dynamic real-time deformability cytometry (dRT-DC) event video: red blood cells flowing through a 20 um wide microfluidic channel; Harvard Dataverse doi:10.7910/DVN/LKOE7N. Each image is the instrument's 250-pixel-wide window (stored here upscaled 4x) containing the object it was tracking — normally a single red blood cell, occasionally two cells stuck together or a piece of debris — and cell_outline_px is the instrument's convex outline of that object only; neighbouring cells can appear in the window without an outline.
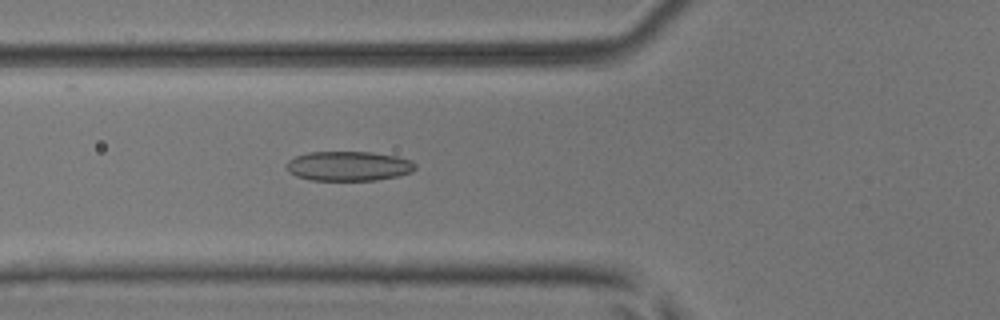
{"species": "common noctule bat (a hibernating species)", "species_latin": "Nyctalus noctula", "temperature_condition": "room temperature", "stored_images_in_passage": 32, "camera_frame_rate_fps": 3000, "um_per_image_px": 0.085, "animal": {"sex": "male", "body_mass_g": 17.9, "forearm_length_mm": 54.2}, "frame": {"image": 1, "passage_image": 4, "time_ms": 1.0, "image_size_px": [1000, 320], "cell_outline_px": [[416, 168], [412, 172], [396, 176], [376, 180], [312, 180], [296, 176], [288, 172], [284, 164], [288, 160], [296, 156], [308, 152], [372, 152], [396, 156], [412, 160], [416, 164]], "centroid_in_image_um": [29.61, 14.11], "position_along_channel_um": 96.2, "area_um2": 22.37}}
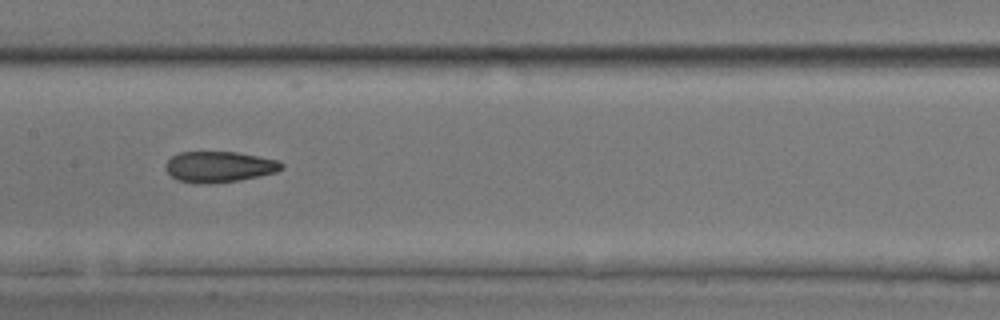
{"frame": {"image": 2, "passage_image": 11, "time_ms": 3.333, "image_size_px": [1000, 320], "cell_outline_px": [[284, 168], [276, 172], [260, 176], [240, 180], [212, 184], [200, 184], [176, 180], [164, 168], [164, 164], [172, 156], [180, 152], [236, 152], [280, 160], [284, 164]], "centroid_in_image_um": [18.64, 14.18], "position_along_channel_um": 188.8, "area_um2": 21.15}}
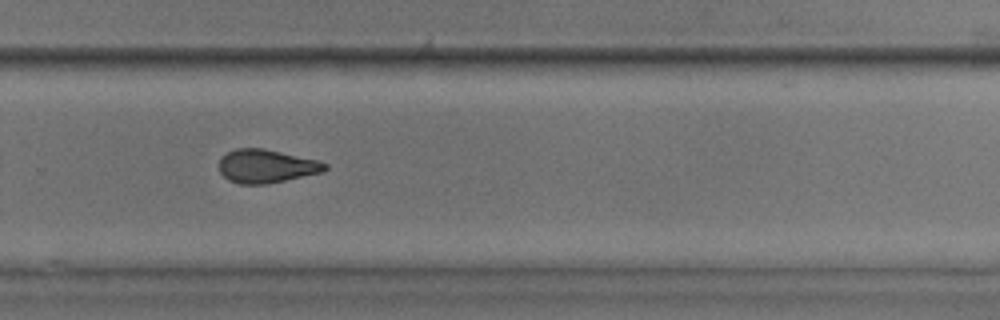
{"frame": {"image": 3, "passage_image": 20, "time_ms": 6.333, "image_size_px": [1000, 320], "cell_outline_px": [[328, 168], [324, 172], [268, 184], [240, 184], [228, 180], [220, 172], [220, 156], [236, 148], [264, 148], [316, 160], [328, 164]], "centroid_in_image_um": [22.64, 14.13], "position_along_channel_um": 307.2, "area_um2": 20.69}, "authors_computed_cell_mechanics": {"area_um2": 20.7213, "velocity_mm_per_s": 3.9592, "shape_relaxation_time_tau1_ms": 10.4813, "shape_relaxation_time_tau2_ms": 3.1071, "deformation_change_tau1": 0.2338, "deformation_change_tau2": 0.1095}}